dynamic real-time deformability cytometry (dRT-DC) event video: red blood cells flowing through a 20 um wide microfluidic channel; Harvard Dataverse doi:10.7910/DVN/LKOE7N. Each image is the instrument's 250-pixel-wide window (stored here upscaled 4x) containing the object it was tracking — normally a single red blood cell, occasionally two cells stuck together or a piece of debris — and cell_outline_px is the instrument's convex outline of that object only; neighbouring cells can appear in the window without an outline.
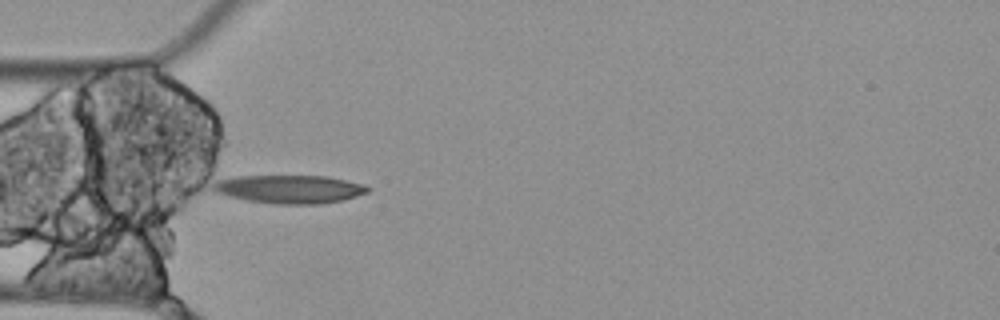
{"species": "Egyptian fruit bat (a non-hibernating species)", "species_latin": "Rousettus aegyptiacus", "temperature_condition": "cold", "stored_images_in_passage": 8, "camera_frame_rate_fps": 3000, "um_per_image_px": 0.085, "animal": {"sex": "female"}, "frame": {"image": 1, "passage_image": 5, "time_ms": 1.333, "image_size_px": [1000, 320], "cell_outline_px": [[372, 188], [368, 192], [344, 200], [320, 204], [272, 204], [248, 200], [228, 196], [216, 192], [212, 188], [212, 184], [216, 180], [236, 176], [328, 176], [364, 184]], "centroid_in_image_um": [24.63, 16.08], "position_along_channel_um": 60.4, "area_um2": 25.66}}
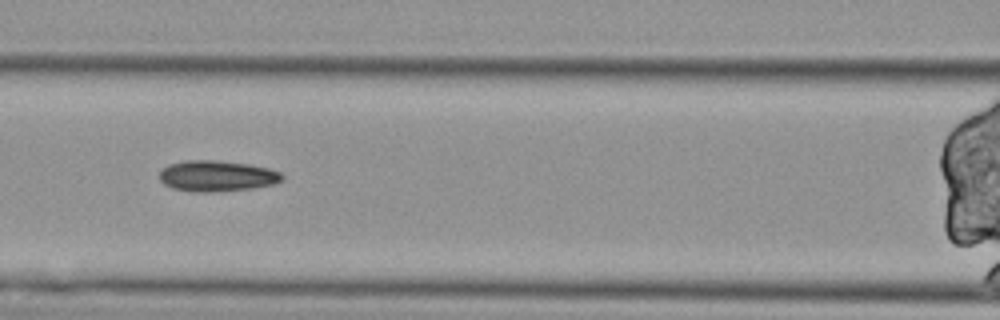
{"frame": {"image": 2, "passage_image": 7, "time_ms": 2.0, "image_size_px": [1000, 320], "cell_outline_px": [[284, 176], [280, 180], [272, 184], [252, 188], [212, 192], [192, 192], [172, 188], [164, 184], [160, 180], [160, 168], [168, 164], [184, 160], [216, 160], [248, 164], [268, 168], [280, 172]], "centroid_in_image_um": [18.37, 14.95], "position_along_channel_um": 148.2, "area_um2": 22.14}}
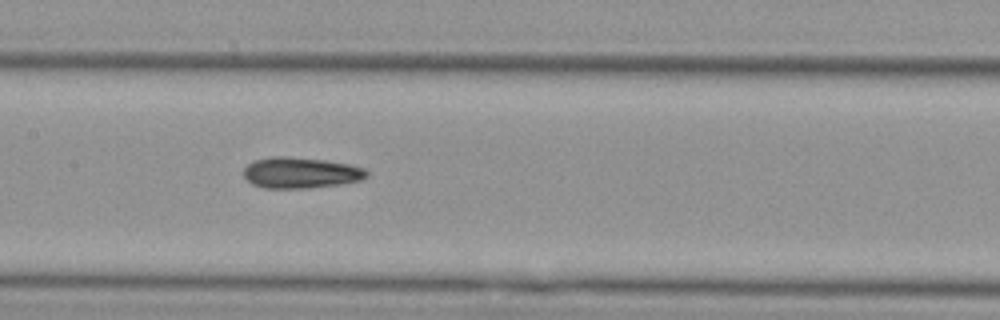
{"frame": {"image": 3, "passage_image": 8, "time_ms": 2.333, "image_size_px": [1000, 320], "cell_outline_px": [[368, 176], [360, 180], [340, 184], [308, 188], [264, 188], [252, 184], [244, 176], [244, 168], [248, 164], [256, 160], [272, 156], [288, 156], [324, 160], [348, 164], [364, 168], [368, 172]], "centroid_in_image_um": [25.55, 14.68], "position_along_channel_um": 181.8, "area_um2": 22.14}}